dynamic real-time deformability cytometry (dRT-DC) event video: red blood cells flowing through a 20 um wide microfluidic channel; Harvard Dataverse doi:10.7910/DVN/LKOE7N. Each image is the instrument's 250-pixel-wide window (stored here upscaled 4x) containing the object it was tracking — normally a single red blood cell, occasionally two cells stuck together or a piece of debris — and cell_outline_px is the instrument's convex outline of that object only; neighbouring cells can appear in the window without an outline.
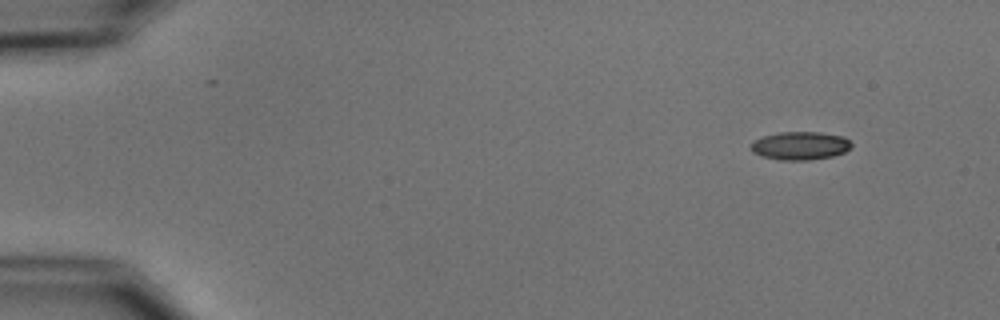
{"species": "common noctule bat (a hibernating species)", "species_latin": "Nyctalus noctula", "temperature_condition": "cold", "stored_images_in_passage": 4, "camera_frame_rate_fps": 3000, "um_per_image_px": 0.085, "animal": {"sex": "male", "body_mass_g": 15.6}, "frame": {"image": 1, "passage_image": 1, "time_ms": 0.0, "image_size_px": [1000, 320], "cell_outline_px": [[852, 148], [844, 152], [832, 156], [808, 160], [780, 160], [760, 156], [752, 152], [752, 140], [764, 136], [780, 132], [820, 132], [844, 136], [852, 144]], "centroid_in_image_um": [68.02, 12.38], "position_along_channel_um": 17.0, "area_um2": 16.59}}
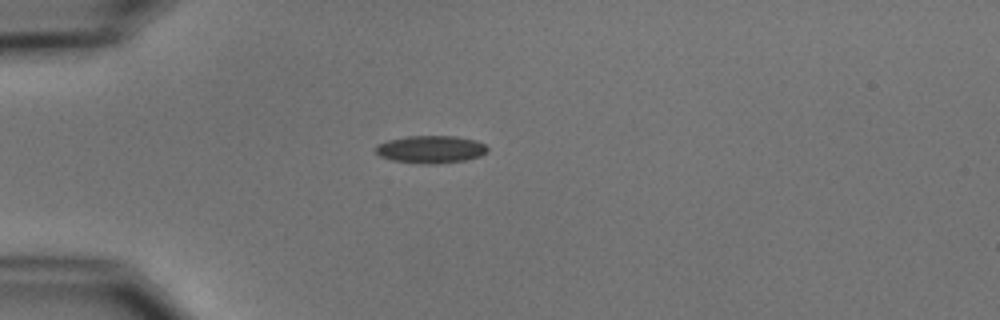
{"frame": {"image": 2, "passage_image": 4, "time_ms": 3.333, "image_size_px": [1000, 320], "cell_outline_px": [[488, 152], [480, 156], [464, 160], [436, 164], [424, 164], [392, 160], [380, 156], [372, 148], [376, 144], [388, 140], [408, 136], [456, 136], [476, 140], [484, 144], [488, 148]], "centroid_in_image_um": [36.59, 12.69], "position_along_channel_um": 48.4, "area_um2": 18.09}}